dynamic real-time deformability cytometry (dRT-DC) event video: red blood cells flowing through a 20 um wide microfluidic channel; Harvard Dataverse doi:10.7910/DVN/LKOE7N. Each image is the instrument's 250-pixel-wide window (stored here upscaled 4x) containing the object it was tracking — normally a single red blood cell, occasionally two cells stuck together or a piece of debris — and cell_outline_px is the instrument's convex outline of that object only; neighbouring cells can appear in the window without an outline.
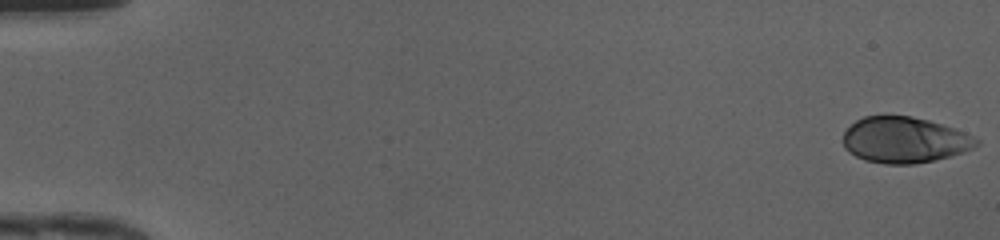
{"species": "human", "species_latin": "Homo sapiens", "temperature_condition": "cold", "stored_images_in_passage": 49, "camera_frame_rate_fps": 3000, "um_per_image_px": 0.085, "donor": {"sex": "female"}, "frame": {"image": 1, "passage_image": 1, "time_ms": 0.0, "image_size_px": [1000, 240], "cell_outline_px": [[980, 144], [964, 152], [932, 160], [912, 164], [884, 164], [864, 160], [848, 152], [844, 148], [844, 132], [856, 120], [864, 116], [884, 112], [912, 116], [928, 120], [956, 128], [980, 140]], "centroid_in_image_um": [76.85, 11.85], "position_along_channel_um": 8.2, "area_um2": 36.3}}
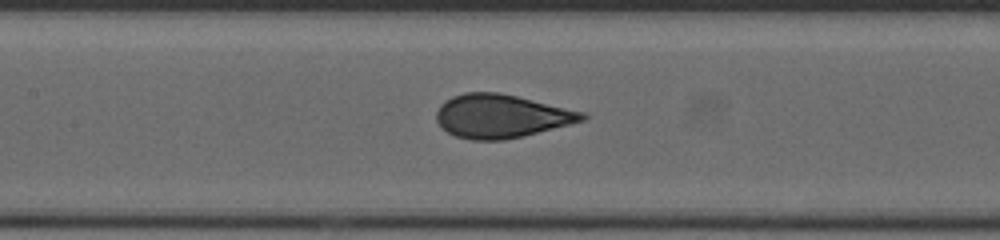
{"frame": {"image": 2, "passage_image": 24, "time_ms": 7.667, "image_size_px": [1000, 240], "cell_outline_px": [[588, 116], [584, 120], [524, 136], [504, 140], [472, 140], [456, 136], [448, 132], [436, 120], [436, 112], [440, 104], [444, 100], [452, 96], [464, 92], [496, 92], [516, 96], [588, 112]], "centroid_in_image_um": [42.61, 9.86], "position_along_channel_um": 164.8, "area_um2": 36.99}}
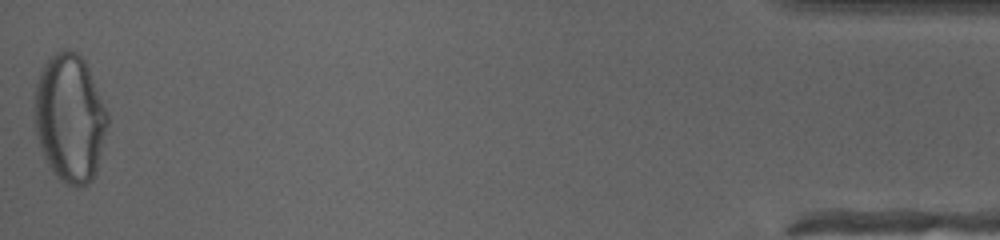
{"frame": {"image": 3, "passage_image": 49, "time_ms": 16.0, "image_size_px": [1000, 240], "cell_outline_px": [[108, 124], [96, 172], [92, 180], [88, 184], [76, 188], [64, 184], [52, 172], [44, 156], [36, 136], [32, 108], [36, 84], [40, 72], [44, 64], [60, 48], [68, 48], [76, 52], [84, 60], [88, 68], [108, 112]], "centroid_in_image_um": [5.91, 10.05], "position_along_channel_um": 429.3, "area_um2": 55.08}, "authors_computed_cell_mechanics": {"area_um2": 36.703, "velocity_mm_per_s": 4.223, "shape_relaxation_time_tau1_ms": 6.7691, "shape_relaxation_time_tau2_ms": null, "deformation_change_tau1": 0.2338, "deformation_change_tau2": null}}